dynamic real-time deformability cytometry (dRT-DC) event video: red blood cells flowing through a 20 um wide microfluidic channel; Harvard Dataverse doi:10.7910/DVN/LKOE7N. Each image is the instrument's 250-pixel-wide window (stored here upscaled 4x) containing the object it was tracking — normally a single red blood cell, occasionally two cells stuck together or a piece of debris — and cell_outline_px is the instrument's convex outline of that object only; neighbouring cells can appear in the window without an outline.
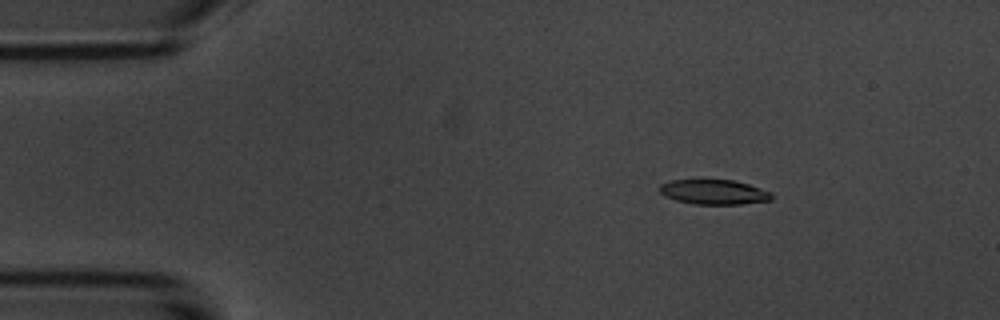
{"species": "common noctule bat (a hibernating species)", "species_latin": "Nyctalus noctula", "temperature_condition": "room temperature", "stored_images_in_passage": 5, "camera_frame_rate_fps": 3000, "um_per_image_px": 0.085, "animal": {"sex": "male", "body_mass_g": 20.1, "forearm_length_mm": 53.5}, "frame": {"image": 1, "passage_image": 3, "time_ms": 2.333, "image_size_px": [1000, 320], "cell_outline_px": [[772, 200], [740, 204], [696, 204], [676, 200], [664, 196], [660, 192], [660, 184], [672, 180], [732, 180], [748, 184], [772, 192]], "centroid_in_image_um": [60.69, 16.32], "position_along_channel_um": 24.3, "area_um2": 16.07}}